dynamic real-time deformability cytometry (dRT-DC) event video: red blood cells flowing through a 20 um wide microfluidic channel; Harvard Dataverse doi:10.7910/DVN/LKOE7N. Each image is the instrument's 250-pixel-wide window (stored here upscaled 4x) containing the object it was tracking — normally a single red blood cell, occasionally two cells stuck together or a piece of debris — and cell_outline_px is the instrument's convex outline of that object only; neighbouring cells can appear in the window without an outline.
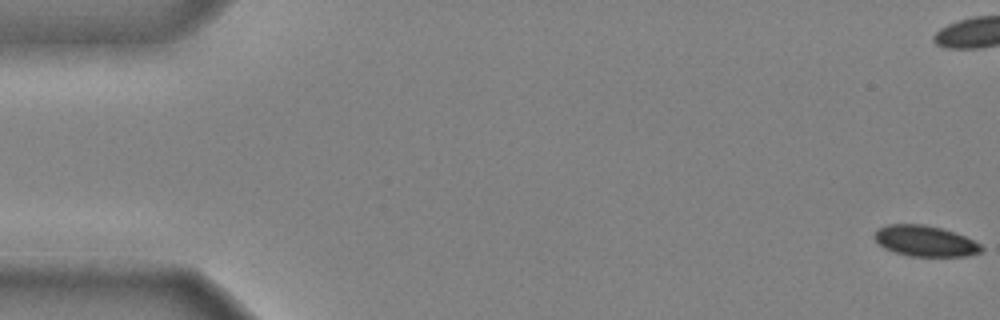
{"species": "common noctule bat (a hibernating species)", "species_latin": "Nyctalus noctula", "temperature_condition": "cold", "stored_images_in_passage": 42, "camera_frame_rate_fps": 3000, "um_per_image_px": 0.085, "animal": {"sex": "male", "body_mass_g": 20.4}, "frame": {"image": 1, "passage_image": 1, "time_ms": 0.0, "image_size_px": [1000, 320], "cell_outline_px": [[984, 252], [968, 256], [908, 256], [884, 248], [876, 240], [876, 232], [880, 228], [888, 224], [924, 224], [940, 228], [964, 236], [980, 244], [984, 248]], "centroid_in_image_um": [78.68, 20.5], "position_along_channel_um": 6.3, "area_um2": 18.96}}
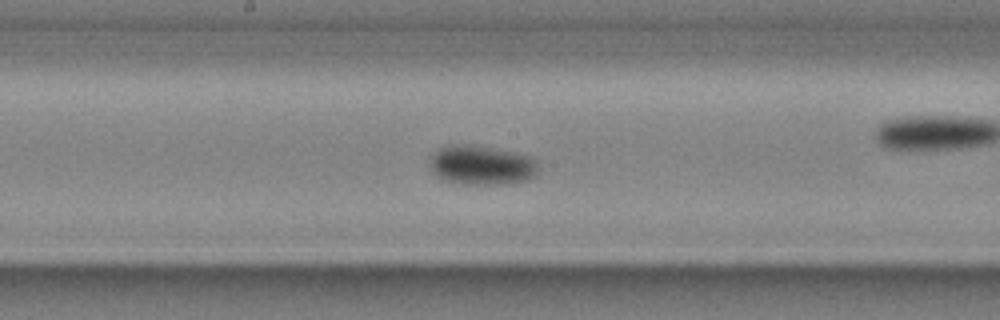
{"frame": {"image": 2, "passage_image": 27, "time_ms": 8.667, "image_size_px": [1000, 320], "cell_outline_px": [[540, 176], [528, 180], [512, 184], [460, 184], [440, 180], [432, 172], [428, 164], [428, 160], [440, 148], [452, 144], [472, 144], [516, 152], [532, 156], [536, 160], [540, 168]], "centroid_in_image_um": [40.99, 14.05], "position_along_channel_um": 207.2, "area_um2": 25.95}}
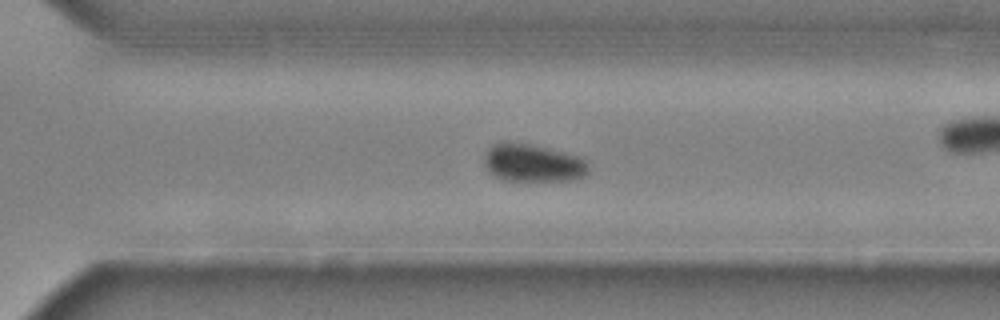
{"frame": {"image": 3, "passage_image": 36, "time_ms": 11.667, "image_size_px": [1000, 320], "cell_outline_px": [[588, 172], [584, 176], [576, 180], [500, 180], [488, 172], [484, 164], [484, 156], [488, 148], [492, 144], [508, 140], [528, 144], [576, 156], [584, 160], [588, 164]], "centroid_in_image_um": [45.22, 13.85], "position_along_channel_um": 325.4, "area_um2": 22.89}, "authors_computed_cell_mechanics": {"area_um2": 22.2819, "velocity_mm_per_s": 3.9351, "shape_relaxation_time_tau1_ms": 2.9594, "shape_relaxation_time_tau2_ms": null, "deformation_change_tau1": 0.0871, "deformation_change_tau2": null}}